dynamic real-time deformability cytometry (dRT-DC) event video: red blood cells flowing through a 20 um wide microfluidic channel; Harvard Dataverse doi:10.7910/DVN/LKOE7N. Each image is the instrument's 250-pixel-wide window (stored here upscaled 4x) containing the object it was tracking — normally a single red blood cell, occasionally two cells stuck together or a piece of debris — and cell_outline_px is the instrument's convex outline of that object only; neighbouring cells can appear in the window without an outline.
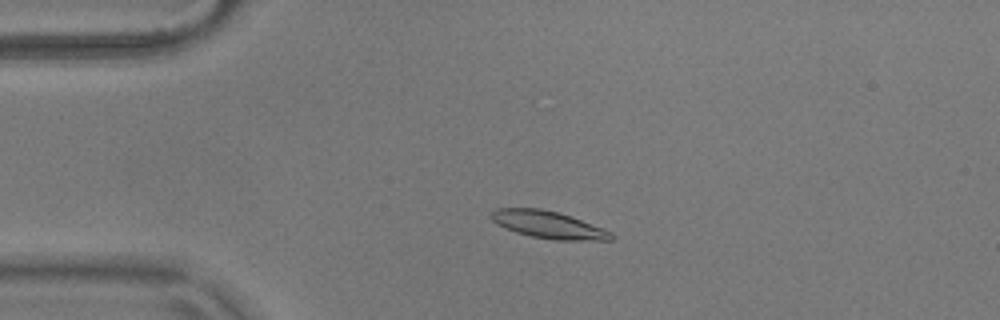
{"species": "common noctule bat (a hibernating species)", "species_latin": "Nyctalus noctula", "temperature_condition": "warm", "stored_images_in_passage": 54, "camera_frame_rate_fps": 3000, "um_per_image_px": 0.085, "animal": {"sex": "male", "body_mass_g": 17.9}, "frame": {"image": 1, "passage_image": 11, "time_ms": 3.333, "image_size_px": [1000, 320], "cell_outline_px": [[616, 236], [612, 240], [556, 240], [532, 236], [516, 232], [496, 224], [492, 220], [492, 212], [496, 208], [540, 208], [556, 212], [580, 220], [612, 232]], "centroid_in_image_um": [46.61, 19.11], "position_along_channel_um": 38.4, "area_um2": 18.73}}
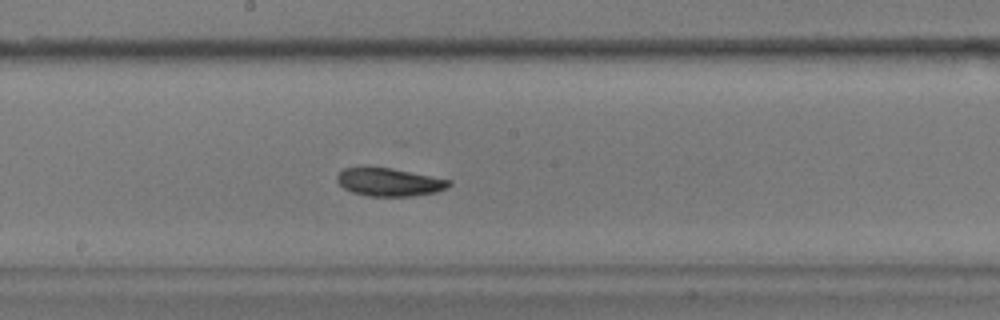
{"frame": {"image": 2, "passage_image": 28, "time_ms": 9.0, "image_size_px": [1000, 320], "cell_outline_px": [[452, 184], [448, 188], [436, 192], [412, 196], [368, 196], [352, 192], [344, 188], [336, 180], [336, 176], [344, 168], [392, 168], [452, 180]], "centroid_in_image_um": [33.13, 15.49], "position_along_channel_um": 215.1, "area_um2": 18.21}}
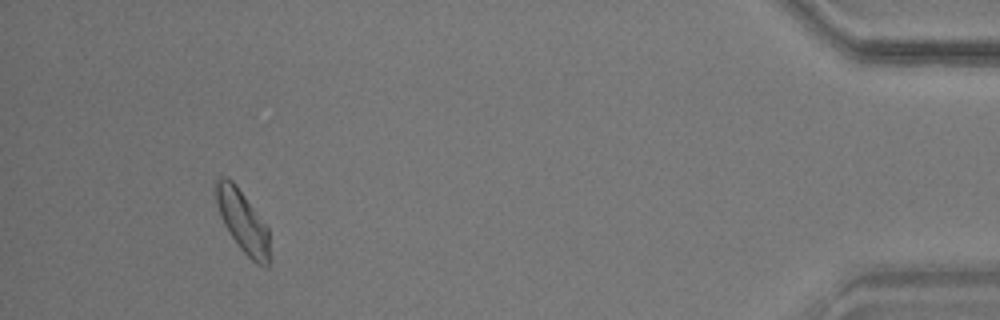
{"frame": {"image": 3, "passage_image": 50, "time_ms": 16.333, "image_size_px": [1000, 320], "cell_outline_px": [[268, 268], [264, 268], [256, 264], [240, 248], [228, 232], [220, 216], [216, 204], [212, 184], [220, 176], [228, 176], [236, 184], [268, 228]], "centroid_in_image_um": [20.56, 18.75], "position_along_channel_um": 414.6, "area_um2": 19.54}, "authors_computed_cell_mechanics": {"area_um2": 18.4382, "velocity_mm_per_s": 3.6361, "shape_relaxation_time_tau1_ms": 5.3619, "shape_relaxation_time_tau2_ms": 5.5051, "deformation_change_tau1": 0.1418, "deformation_change_tau2": 0.1134}}